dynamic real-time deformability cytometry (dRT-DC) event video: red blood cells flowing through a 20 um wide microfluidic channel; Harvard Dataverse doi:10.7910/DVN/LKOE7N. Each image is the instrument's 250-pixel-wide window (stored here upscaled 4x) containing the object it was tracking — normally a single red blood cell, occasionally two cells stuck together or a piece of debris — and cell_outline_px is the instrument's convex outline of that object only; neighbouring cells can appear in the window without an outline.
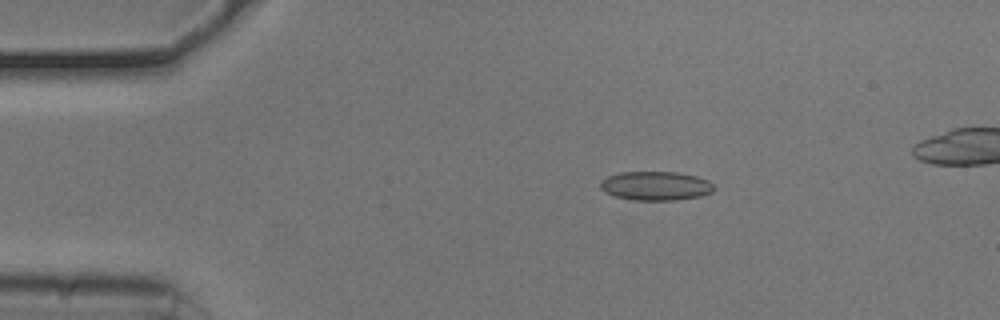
{"species": "common noctule bat (a hibernating species)", "species_latin": "Nyctalus noctula", "temperature_condition": "cold", "stored_images_in_passage": 11, "camera_frame_rate_fps": 3000, "um_per_image_px": 0.085, "animal": {"sex": "male", "body_mass_g": 20.5, "forearm_length_mm": 52.5}, "frame": {"image": 1, "passage_image": 1, "time_ms": 0.0, "image_size_px": [1000, 320], "cell_outline_px": [[716, 188], [712, 192], [700, 196], [676, 200], [632, 200], [616, 196], [604, 192], [600, 188], [600, 180], [608, 176], [620, 172], [676, 172], [696, 176], [708, 180]], "centroid_in_image_um": [55.72, 15.8], "position_along_channel_um": 29.3, "area_um2": 19.25}}
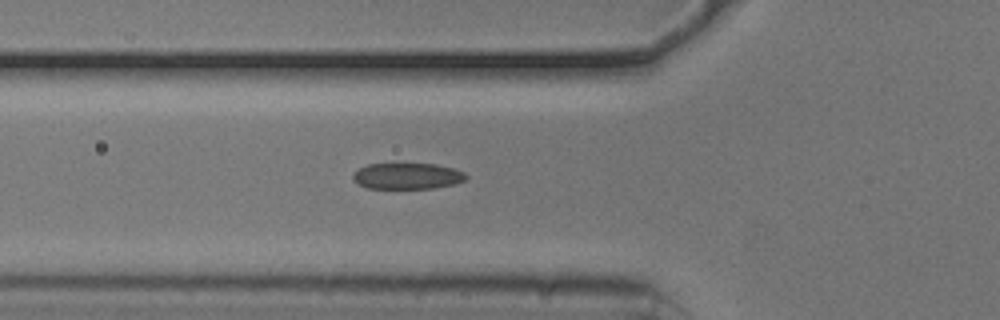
{"frame": {"image": 2, "passage_image": 10, "time_ms": 3.0, "image_size_px": [1000, 320], "cell_outline_px": [[468, 176], [464, 180], [452, 184], [432, 188], [368, 188], [352, 180], [352, 176], [360, 168], [368, 164], [436, 164], [452, 168], [464, 172]], "centroid_in_image_um": [34.62, 14.96], "position_along_channel_um": 91.2, "area_um2": 16.94}}